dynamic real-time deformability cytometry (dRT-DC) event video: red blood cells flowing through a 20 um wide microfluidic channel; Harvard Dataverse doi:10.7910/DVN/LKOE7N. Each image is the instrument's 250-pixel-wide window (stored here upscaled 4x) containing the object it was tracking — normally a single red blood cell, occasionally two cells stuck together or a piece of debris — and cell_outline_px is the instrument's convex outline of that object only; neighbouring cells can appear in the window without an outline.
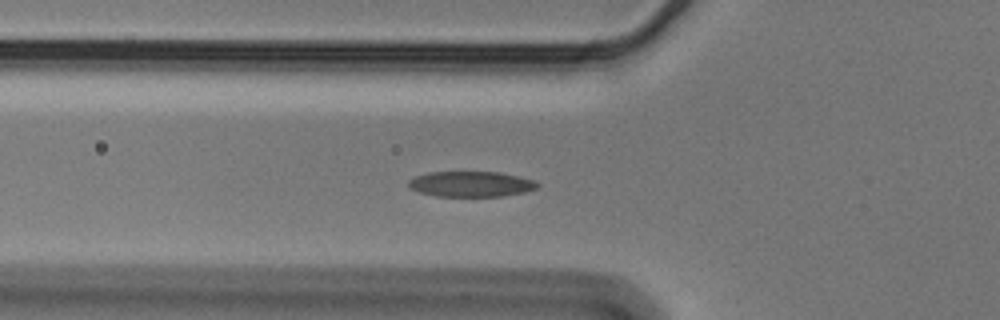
{"species": "Egyptian fruit bat (a non-hibernating species)", "species_latin": "Rousettus aegyptiacus", "temperature_condition": "cold", "stored_images_in_passage": 49, "camera_frame_rate_fps": 3000, "um_per_image_px": 0.085, "animal": {"sex": "male"}, "frame": {"image": 1, "passage_image": 12, "time_ms": 3.667, "image_size_px": [1000, 320], "cell_outline_px": [[540, 184], [536, 188], [524, 192], [504, 196], [436, 196], [420, 192], [412, 188], [408, 184], [408, 180], [412, 176], [428, 172], [500, 172], [520, 176], [532, 180]], "centroid_in_image_um": [40.02, 15.63], "position_along_channel_um": 85.8, "area_um2": 19.13}}
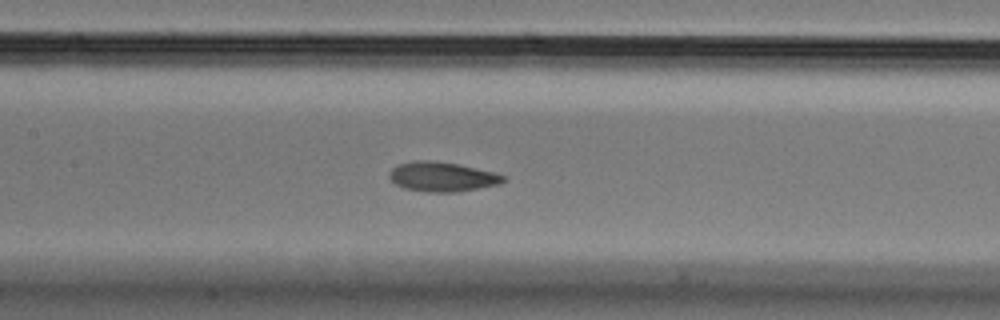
{"frame": {"image": 2, "passage_image": 19, "time_ms": 6.0, "image_size_px": [1000, 320], "cell_outline_px": [[508, 180], [500, 184], [456, 192], [428, 192], [404, 188], [396, 184], [388, 176], [388, 172], [392, 168], [400, 164], [412, 160], [436, 160], [460, 164], [492, 172], [504, 176]], "centroid_in_image_um": [37.57, 15.01], "position_along_channel_um": 169.8, "area_um2": 19.77}}
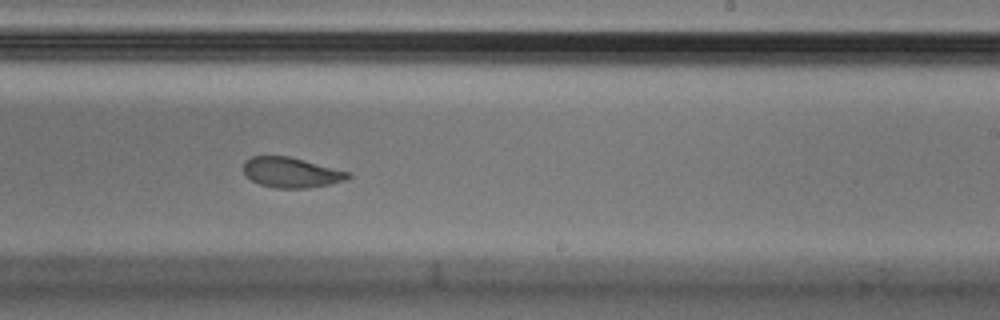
{"frame": {"image": 3, "passage_image": 27, "time_ms": 8.667, "image_size_px": [1000, 320], "cell_outline_px": [[352, 176], [344, 180], [328, 184], [308, 188], [276, 188], [260, 184], [252, 180], [244, 172], [244, 160], [252, 156], [288, 156], [352, 172]], "centroid_in_image_um": [24.77, 14.65], "position_along_channel_um": 264.2, "area_um2": 18.32}, "authors_computed_cell_mechanics": {"area_um2": 19.7676, "velocity_mm_per_s": 3.555, "shape_relaxation_time_tau1_ms": 6.481, "shape_relaxation_time_tau2_ms": 1.8559, "deformation_change_tau1": 0.1808, "deformation_change_tau2": 0.0765}}